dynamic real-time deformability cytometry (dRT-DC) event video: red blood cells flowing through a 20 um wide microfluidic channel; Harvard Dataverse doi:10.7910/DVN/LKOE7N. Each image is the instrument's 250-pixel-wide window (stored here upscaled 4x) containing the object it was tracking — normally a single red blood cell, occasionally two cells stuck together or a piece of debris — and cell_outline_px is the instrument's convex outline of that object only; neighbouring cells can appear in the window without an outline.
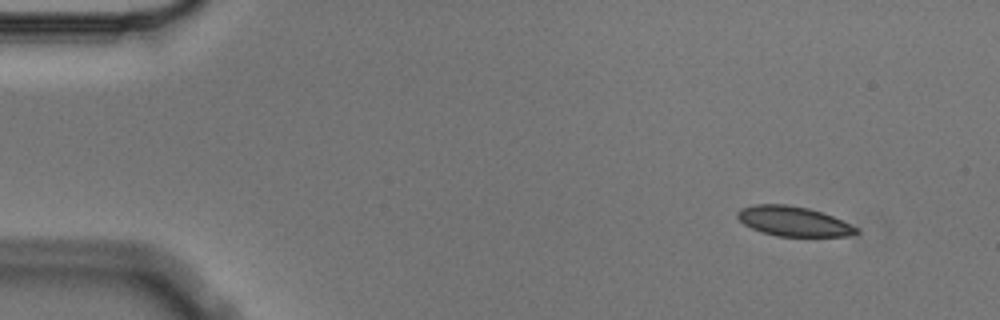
{"species": "Egyptian fruit bat (a non-hibernating species)", "species_latin": "Rousettus aegyptiacus", "temperature_condition": "cold", "stored_images_in_passage": 5, "segment_of_instrument_passage": [1, 2], "camera_frame_rate_fps": 3000, "um_per_image_px": 0.085, "animal": {"sex": "male"}, "frame": {"image": 1, "passage_image": 1, "time_ms": 0.0, "image_size_px": [1000, 320], "cell_outline_px": [[860, 232], [844, 236], [776, 236], [760, 232], [744, 224], [736, 216], [736, 212], [740, 208], [756, 204], [788, 204], [808, 208], [832, 216], [860, 228]], "centroid_in_image_um": [67.42, 18.81], "position_along_channel_um": 17.6, "area_um2": 20.63}}
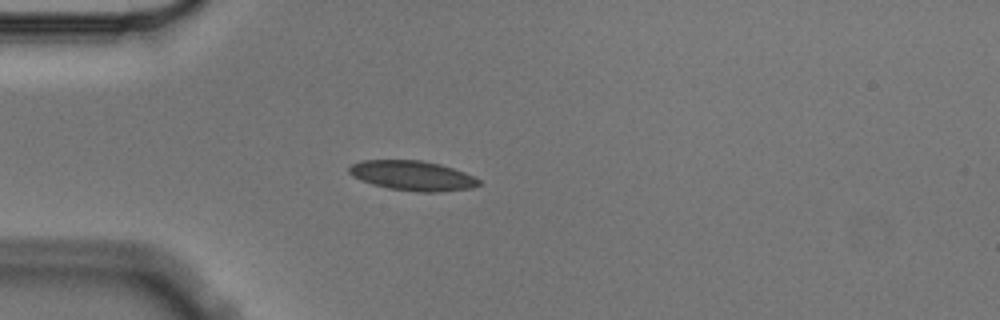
{"frame": {"image": 2, "passage_image": 4, "time_ms": 1.0, "image_size_px": [1000, 320], "cell_outline_px": [[480, 184], [472, 188], [440, 192], [416, 192], [388, 188], [372, 184], [360, 180], [352, 176], [348, 172], [348, 168], [352, 164], [360, 160], [420, 160], [440, 164], [464, 172], [480, 180]], "centroid_in_image_um": [35.03, 14.93], "position_along_channel_um": 50.0, "area_um2": 22.6}}